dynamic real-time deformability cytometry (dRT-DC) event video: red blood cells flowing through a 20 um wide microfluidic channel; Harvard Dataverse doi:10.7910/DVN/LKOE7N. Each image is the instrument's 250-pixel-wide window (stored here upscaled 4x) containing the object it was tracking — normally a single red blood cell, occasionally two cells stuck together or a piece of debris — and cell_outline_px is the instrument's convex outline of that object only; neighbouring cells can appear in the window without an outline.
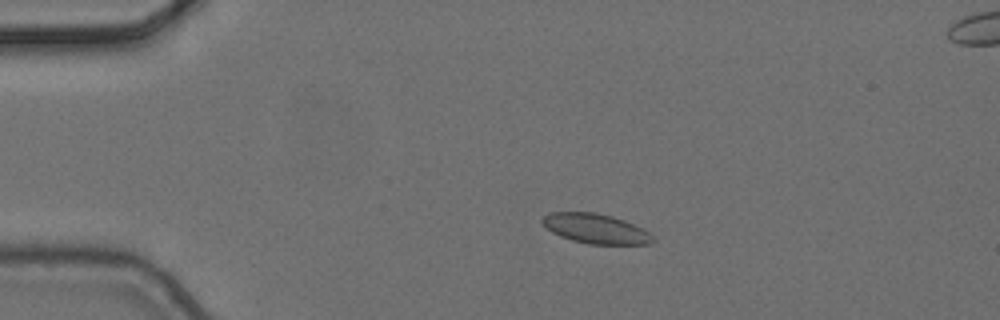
{"species": "common noctule bat (a hibernating species)", "species_latin": "Nyctalus noctula", "temperature_condition": "cold", "stored_images_in_passage": 6, "camera_frame_rate_fps": 3000, "um_per_image_px": 0.085, "animal": {"sex": "female", "body_mass_g": 24.6, "forearm_length_mm": 56.2}, "frame": {"image": 1, "passage_image": 4, "time_ms": 1.0, "image_size_px": [1000, 320], "cell_outline_px": [[652, 240], [648, 244], [588, 244], [572, 240], [560, 236], [552, 232], [540, 220], [548, 212], [596, 212], [612, 216], [624, 220], [648, 232], [652, 236]], "centroid_in_image_um": [50.58, 19.42], "position_along_channel_um": 34.4, "area_um2": 18.9}}